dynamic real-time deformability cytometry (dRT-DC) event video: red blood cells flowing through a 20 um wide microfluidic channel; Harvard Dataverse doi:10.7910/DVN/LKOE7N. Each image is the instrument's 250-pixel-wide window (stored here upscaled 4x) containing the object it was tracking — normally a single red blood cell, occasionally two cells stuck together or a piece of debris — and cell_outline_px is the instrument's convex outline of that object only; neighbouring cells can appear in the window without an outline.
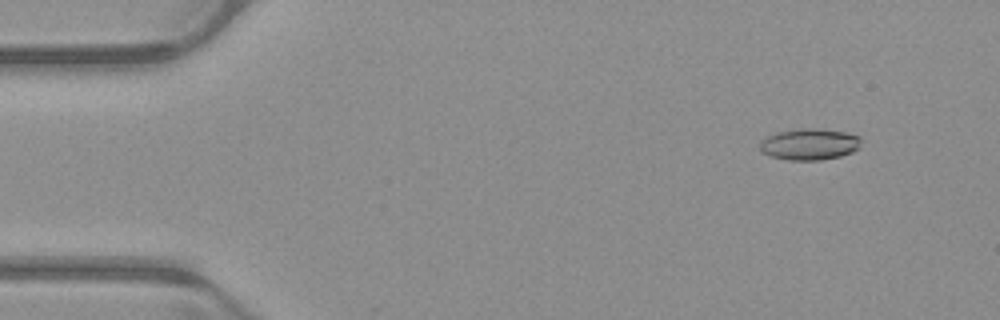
{"species": "common noctule bat (a hibernating species)", "species_latin": "Nyctalus noctula", "temperature_condition": "warm", "stored_images_in_passage": 52, "camera_frame_rate_fps": 3000, "um_per_image_px": 0.085, "animal": {"sex": "male", "body_mass_g": 23.1, "forearm_length_mm": 52.7}, "frame": {"image": 1, "passage_image": 5, "time_ms": 1.333, "image_size_px": [1000, 320], "cell_outline_px": [[860, 148], [852, 152], [840, 156], [820, 160], [788, 160], [768, 156], [760, 148], [760, 144], [768, 136], [776, 132], [800, 128], [816, 128], [844, 132], [860, 136]], "centroid_in_image_um": [68.82, 12.26], "position_along_channel_um": 16.2, "area_um2": 18.5}}
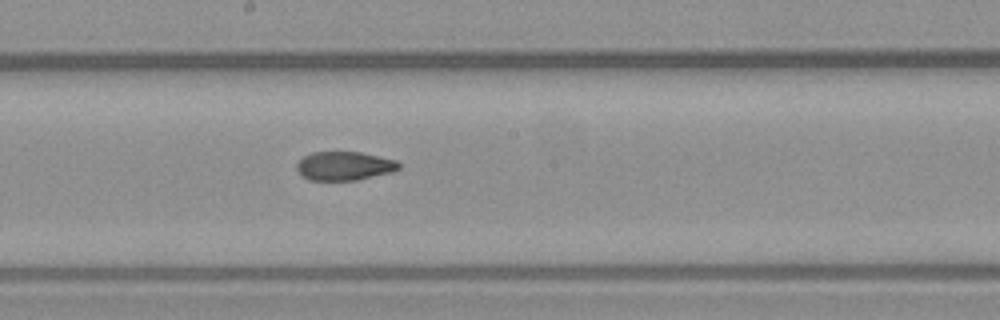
{"frame": {"image": 2, "passage_image": 28, "time_ms": 9.0, "image_size_px": [1000, 320], "cell_outline_px": [[400, 168], [392, 172], [356, 180], [308, 180], [296, 168], [296, 164], [304, 156], [312, 152], [360, 152], [396, 160], [400, 164]], "centroid_in_image_um": [29.28, 14.1], "position_along_channel_um": 218.9, "area_um2": 16.99}}
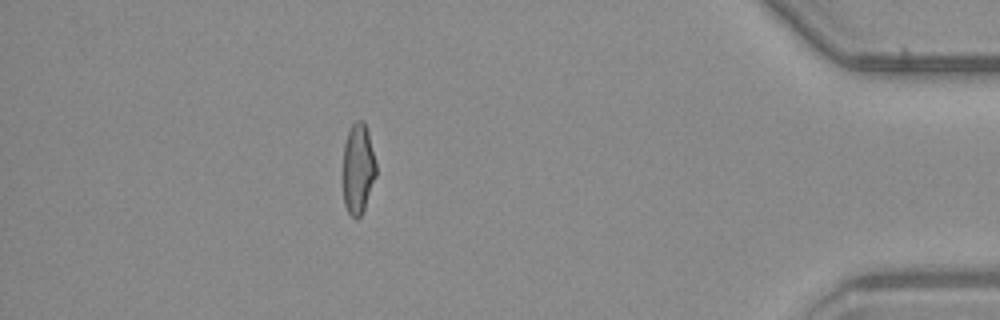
{"frame": {"image": 3, "passage_image": 46, "time_ms": 15.0, "image_size_px": [1000, 320], "cell_outline_px": [[376, 176], [364, 208], [360, 216], [356, 220], [348, 212], [344, 204], [344, 144], [348, 132], [352, 124], [356, 120], [364, 120], [368, 132], [376, 164]], "centroid_in_image_um": [30.44, 14.33], "position_along_channel_um": 404.8, "area_um2": 17.22}, "authors_computed_cell_mechanics": {"area_um2": 18.1492, "velocity_mm_per_s": 3.9729, "shape_relaxation_time_tau1_ms": null, "shape_relaxation_time_tau2_ms": 2.0427, "deformation_change_tau1": null, "deformation_change_tau2": 0.0813}}